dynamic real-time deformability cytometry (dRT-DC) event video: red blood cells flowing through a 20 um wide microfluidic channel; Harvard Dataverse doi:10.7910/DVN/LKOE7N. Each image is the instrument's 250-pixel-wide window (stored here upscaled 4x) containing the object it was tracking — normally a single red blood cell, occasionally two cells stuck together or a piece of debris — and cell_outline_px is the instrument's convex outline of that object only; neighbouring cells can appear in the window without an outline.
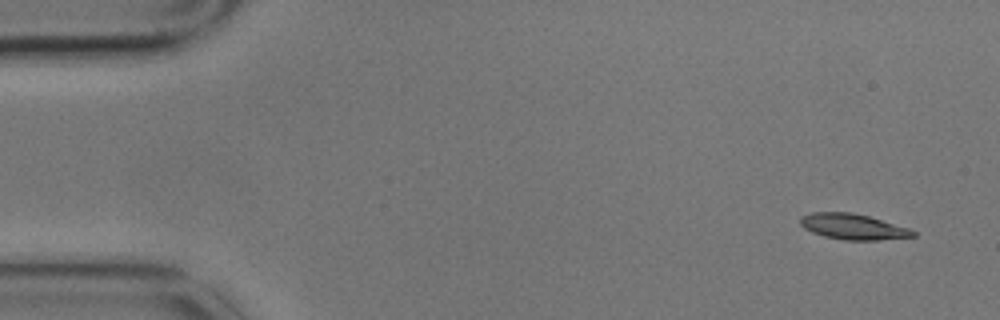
{"species": "common noctule bat (a hibernating species)", "species_latin": "Nyctalus noctula", "temperature_condition": "cold", "stored_images_in_passage": 4, "camera_frame_rate_fps": 3000, "um_per_image_px": 0.085, "animal": {"sex": "male", "body_mass_g": 17.9}, "frame": {"image": 1, "passage_image": 1, "time_ms": 0.0, "image_size_px": [1000, 320], "cell_outline_px": [[916, 236], [876, 240], [844, 240], [824, 236], [812, 232], [804, 228], [800, 224], [800, 216], [812, 212], [852, 212], [868, 216], [908, 228], [916, 232]], "centroid_in_image_um": [72.47, 19.26], "position_along_channel_um": 12.5, "area_um2": 16.76}}
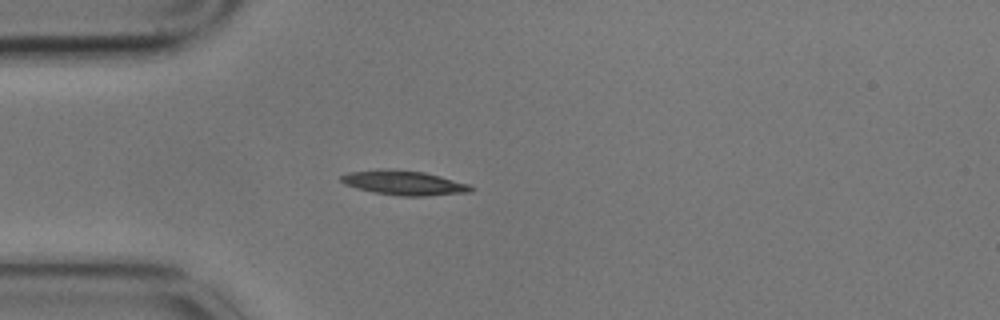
{"frame": {"image": 2, "passage_image": 4, "time_ms": 1.0, "image_size_px": [1000, 320], "cell_outline_px": [[476, 188], [468, 192], [424, 196], [400, 196], [372, 192], [356, 188], [344, 184], [340, 180], [340, 176], [348, 172], [380, 168], [388, 168], [424, 172], [440, 176], [468, 184]], "centroid_in_image_um": [34.28, 15.53], "position_along_channel_um": 50.7, "area_um2": 18.67}}